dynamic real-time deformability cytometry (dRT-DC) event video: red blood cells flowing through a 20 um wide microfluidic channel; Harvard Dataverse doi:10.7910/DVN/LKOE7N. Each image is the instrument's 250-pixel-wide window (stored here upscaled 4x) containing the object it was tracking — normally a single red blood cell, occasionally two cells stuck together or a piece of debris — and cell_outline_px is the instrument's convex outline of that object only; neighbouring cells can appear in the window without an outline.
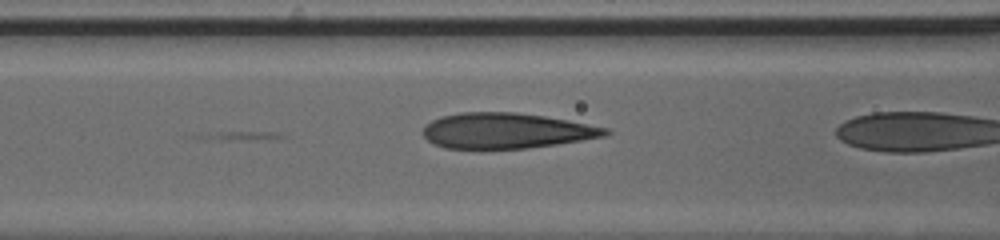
{"species": "human", "species_latin": "Homo sapiens", "temperature_condition": "cold", "stored_images_in_passage": 22, "camera_frame_rate_fps": 3000, "um_per_image_px": 0.085, "donor": {"sex": "male"}, "frame": {"image": 1, "passage_image": 21, "time_ms": 6.667, "image_size_px": [1000, 240], "cell_outline_px": [[612, 132], [604, 136], [556, 144], [528, 148], [444, 148], [432, 144], [424, 136], [424, 128], [432, 120], [440, 116], [460, 112], [516, 112], [544, 116], [568, 120], [608, 128]], "centroid_in_image_um": [43.02, 11.1], "position_along_channel_um": 123.6, "area_um2": 37.51}}